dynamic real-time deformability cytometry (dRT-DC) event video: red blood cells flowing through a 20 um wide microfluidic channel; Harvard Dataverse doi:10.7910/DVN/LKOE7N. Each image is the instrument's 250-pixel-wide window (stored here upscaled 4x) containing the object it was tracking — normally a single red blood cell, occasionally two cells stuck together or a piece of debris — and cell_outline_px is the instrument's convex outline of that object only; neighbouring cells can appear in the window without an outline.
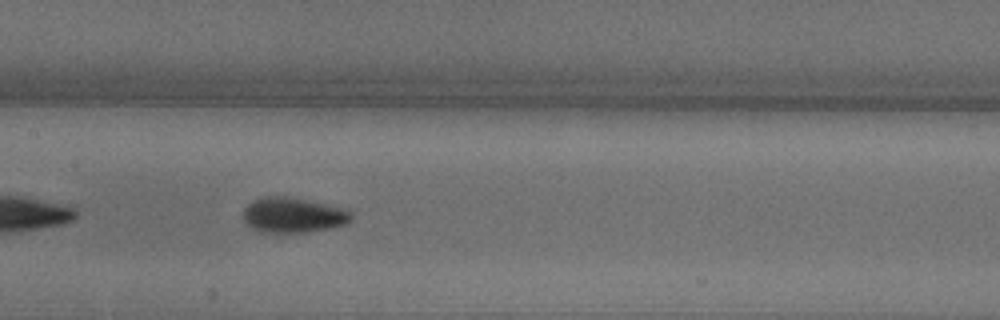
{"species": "common noctule bat (a hibernating species)", "species_latin": "Nyctalus noctula", "temperature_condition": "warm", "stored_images_in_passage": 41, "camera_frame_rate_fps": 3000, "um_per_image_px": 0.085, "animal": {"sex": "male", "body_mass_g": 18.8}, "frame": {"image": 1, "passage_image": 12, "time_ms": 3.667, "image_size_px": [1000, 320], "cell_outline_px": [[352, 220], [344, 224], [332, 228], [304, 232], [256, 232], [244, 220], [244, 208], [248, 204], [264, 196], [288, 196], [348, 208], [352, 216]], "centroid_in_image_um": [24.95, 18.28], "position_along_channel_um": 182.5, "area_um2": 22.25}}